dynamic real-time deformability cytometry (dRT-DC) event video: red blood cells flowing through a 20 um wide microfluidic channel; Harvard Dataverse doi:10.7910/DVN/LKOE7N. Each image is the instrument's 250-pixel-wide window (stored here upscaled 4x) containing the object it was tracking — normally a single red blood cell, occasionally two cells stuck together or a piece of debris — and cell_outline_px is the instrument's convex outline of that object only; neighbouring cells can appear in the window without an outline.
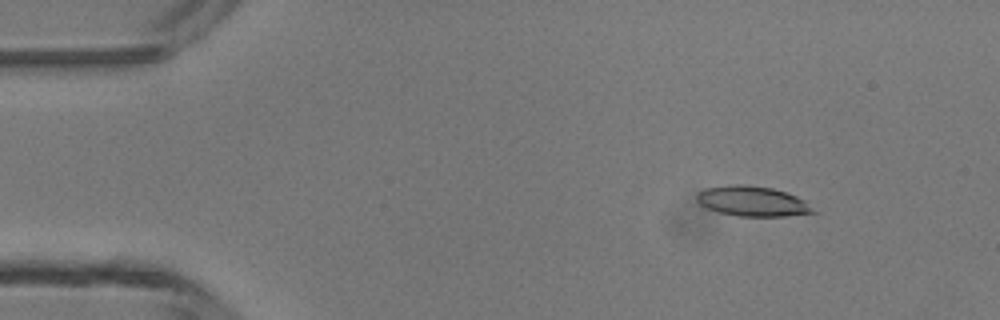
{"species": "common noctule bat (a hibernating species)", "species_latin": "Nyctalus noctula", "temperature_condition": "room temperature", "stored_images_in_passage": 46, "camera_frame_rate_fps": 3000, "um_per_image_px": 0.085, "animal": {"sex": "male", "body_mass_g": 13.3}, "frame": {"image": 1, "passage_image": 5, "time_ms": 1.333, "image_size_px": [1000, 320], "cell_outline_px": [[820, 212], [784, 216], [740, 216], [720, 212], [708, 208], [700, 204], [696, 200], [696, 196], [704, 188], [728, 184], [744, 184], [772, 188], [796, 196], [804, 200]], "centroid_in_image_um": [63.98, 17.1], "position_along_channel_um": 21.0, "area_um2": 20.4}}
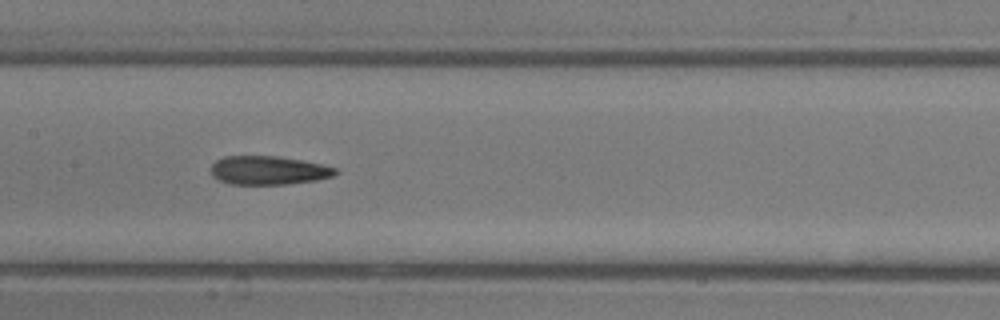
{"frame": {"image": 2, "passage_image": 22, "time_ms": 7.0, "image_size_px": [1000, 320], "cell_outline_px": [[340, 172], [332, 176], [316, 180], [288, 184], [228, 184], [212, 176], [212, 164], [216, 160], [224, 156], [276, 156], [300, 160], [320, 164], [336, 168]], "centroid_in_image_um": [22.81, 14.48], "position_along_channel_um": 184.6, "area_um2": 20.69}}
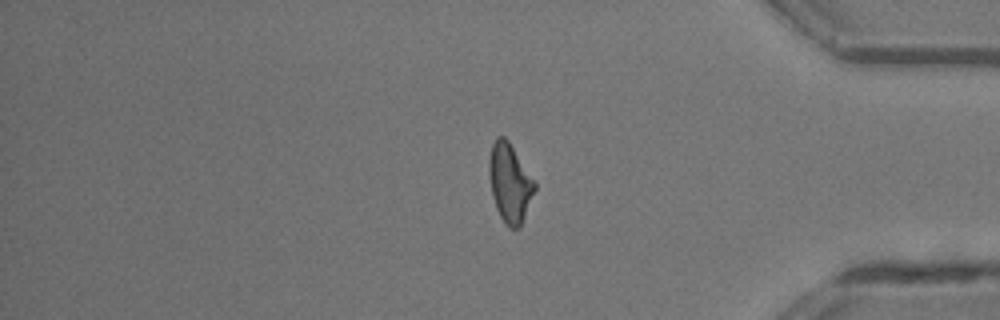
{"frame": {"image": 3, "passage_image": 38, "time_ms": 12.333, "image_size_px": [1000, 320], "cell_outline_px": [[536, 188], [520, 228], [508, 228], [504, 224], [496, 208], [492, 196], [488, 172], [488, 160], [492, 144], [496, 136], [504, 136], [508, 140], [536, 180]], "centroid_in_image_um": [43.33, 15.54], "position_along_channel_um": 391.9, "area_um2": 21.33}, "authors_computed_cell_mechanics": {"area_um2": 20.808, "velocity_mm_per_s": 4.3724, "shape_relaxation_time_tau1_ms": 4.5953, "shape_relaxation_time_tau2_ms": 3.3887, "deformation_change_tau1": 0.1853, "deformation_change_tau2": 0.1554}}